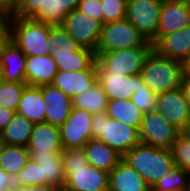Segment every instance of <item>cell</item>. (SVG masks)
Instances as JSON below:
<instances>
[{
    "mask_svg": "<svg viewBox=\"0 0 190 191\" xmlns=\"http://www.w3.org/2000/svg\"><path fill=\"white\" fill-rule=\"evenodd\" d=\"M48 39L58 71L97 70L95 52L80 47L61 25L50 28Z\"/></svg>",
    "mask_w": 190,
    "mask_h": 191,
    "instance_id": "6da1fadb",
    "label": "cell"
},
{
    "mask_svg": "<svg viewBox=\"0 0 190 191\" xmlns=\"http://www.w3.org/2000/svg\"><path fill=\"white\" fill-rule=\"evenodd\" d=\"M27 55L10 39L0 52L1 79L8 82H25Z\"/></svg>",
    "mask_w": 190,
    "mask_h": 191,
    "instance_id": "e0dca14e",
    "label": "cell"
},
{
    "mask_svg": "<svg viewBox=\"0 0 190 191\" xmlns=\"http://www.w3.org/2000/svg\"><path fill=\"white\" fill-rule=\"evenodd\" d=\"M97 82V70L58 71L51 85L73 98Z\"/></svg>",
    "mask_w": 190,
    "mask_h": 191,
    "instance_id": "ffe728a7",
    "label": "cell"
},
{
    "mask_svg": "<svg viewBox=\"0 0 190 191\" xmlns=\"http://www.w3.org/2000/svg\"><path fill=\"white\" fill-rule=\"evenodd\" d=\"M97 81L101 84L109 100H130L137 89L144 86L140 75L97 74Z\"/></svg>",
    "mask_w": 190,
    "mask_h": 191,
    "instance_id": "ac0fdd59",
    "label": "cell"
},
{
    "mask_svg": "<svg viewBox=\"0 0 190 191\" xmlns=\"http://www.w3.org/2000/svg\"><path fill=\"white\" fill-rule=\"evenodd\" d=\"M92 117L90 112L72 107L70 116L59 127L63 149L83 148L93 139Z\"/></svg>",
    "mask_w": 190,
    "mask_h": 191,
    "instance_id": "8fae6325",
    "label": "cell"
},
{
    "mask_svg": "<svg viewBox=\"0 0 190 191\" xmlns=\"http://www.w3.org/2000/svg\"><path fill=\"white\" fill-rule=\"evenodd\" d=\"M180 134L190 141V119L185 124V127L180 131Z\"/></svg>",
    "mask_w": 190,
    "mask_h": 191,
    "instance_id": "7dc6e473",
    "label": "cell"
},
{
    "mask_svg": "<svg viewBox=\"0 0 190 191\" xmlns=\"http://www.w3.org/2000/svg\"><path fill=\"white\" fill-rule=\"evenodd\" d=\"M157 98L158 95L144 85L143 87H139L132 95L131 101L143 113H147L157 108Z\"/></svg>",
    "mask_w": 190,
    "mask_h": 191,
    "instance_id": "8d00e7d4",
    "label": "cell"
},
{
    "mask_svg": "<svg viewBox=\"0 0 190 191\" xmlns=\"http://www.w3.org/2000/svg\"><path fill=\"white\" fill-rule=\"evenodd\" d=\"M170 150L175 165L183 168L190 174V141L179 134Z\"/></svg>",
    "mask_w": 190,
    "mask_h": 191,
    "instance_id": "836d02e7",
    "label": "cell"
},
{
    "mask_svg": "<svg viewBox=\"0 0 190 191\" xmlns=\"http://www.w3.org/2000/svg\"><path fill=\"white\" fill-rule=\"evenodd\" d=\"M108 102L109 99L98 81L84 93L72 98L73 107L84 109L91 114L105 112Z\"/></svg>",
    "mask_w": 190,
    "mask_h": 191,
    "instance_id": "83f0119b",
    "label": "cell"
},
{
    "mask_svg": "<svg viewBox=\"0 0 190 191\" xmlns=\"http://www.w3.org/2000/svg\"><path fill=\"white\" fill-rule=\"evenodd\" d=\"M0 191H14V187L0 188Z\"/></svg>",
    "mask_w": 190,
    "mask_h": 191,
    "instance_id": "c3c4849f",
    "label": "cell"
},
{
    "mask_svg": "<svg viewBox=\"0 0 190 191\" xmlns=\"http://www.w3.org/2000/svg\"><path fill=\"white\" fill-rule=\"evenodd\" d=\"M58 72L52 54L27 57L25 69V83L29 86H43L51 84Z\"/></svg>",
    "mask_w": 190,
    "mask_h": 191,
    "instance_id": "7402d4cb",
    "label": "cell"
},
{
    "mask_svg": "<svg viewBox=\"0 0 190 191\" xmlns=\"http://www.w3.org/2000/svg\"><path fill=\"white\" fill-rule=\"evenodd\" d=\"M182 79H190V58L183 62V77Z\"/></svg>",
    "mask_w": 190,
    "mask_h": 191,
    "instance_id": "bcb514c9",
    "label": "cell"
},
{
    "mask_svg": "<svg viewBox=\"0 0 190 191\" xmlns=\"http://www.w3.org/2000/svg\"><path fill=\"white\" fill-rule=\"evenodd\" d=\"M112 191H151L142 176L123 159L109 173Z\"/></svg>",
    "mask_w": 190,
    "mask_h": 191,
    "instance_id": "44dd1931",
    "label": "cell"
},
{
    "mask_svg": "<svg viewBox=\"0 0 190 191\" xmlns=\"http://www.w3.org/2000/svg\"><path fill=\"white\" fill-rule=\"evenodd\" d=\"M65 184L61 191H97L109 187V172L90 164L79 169H70L65 174Z\"/></svg>",
    "mask_w": 190,
    "mask_h": 191,
    "instance_id": "4fadbf2b",
    "label": "cell"
},
{
    "mask_svg": "<svg viewBox=\"0 0 190 191\" xmlns=\"http://www.w3.org/2000/svg\"><path fill=\"white\" fill-rule=\"evenodd\" d=\"M105 112L110 118L116 119L128 126L136 127L138 130L144 114L132 103L131 99L109 100Z\"/></svg>",
    "mask_w": 190,
    "mask_h": 191,
    "instance_id": "4316f807",
    "label": "cell"
},
{
    "mask_svg": "<svg viewBox=\"0 0 190 191\" xmlns=\"http://www.w3.org/2000/svg\"><path fill=\"white\" fill-rule=\"evenodd\" d=\"M180 87L182 88L185 95V99L187 100L190 106V79H182Z\"/></svg>",
    "mask_w": 190,
    "mask_h": 191,
    "instance_id": "f6af8a7d",
    "label": "cell"
},
{
    "mask_svg": "<svg viewBox=\"0 0 190 191\" xmlns=\"http://www.w3.org/2000/svg\"><path fill=\"white\" fill-rule=\"evenodd\" d=\"M20 0H0V16H12L19 4Z\"/></svg>",
    "mask_w": 190,
    "mask_h": 191,
    "instance_id": "ab89813d",
    "label": "cell"
},
{
    "mask_svg": "<svg viewBox=\"0 0 190 191\" xmlns=\"http://www.w3.org/2000/svg\"><path fill=\"white\" fill-rule=\"evenodd\" d=\"M140 143L170 149L180 131L157 109L144 113L139 128Z\"/></svg>",
    "mask_w": 190,
    "mask_h": 191,
    "instance_id": "ba28073f",
    "label": "cell"
},
{
    "mask_svg": "<svg viewBox=\"0 0 190 191\" xmlns=\"http://www.w3.org/2000/svg\"><path fill=\"white\" fill-rule=\"evenodd\" d=\"M64 175L70 169H79L88 165L84 148H68L62 150Z\"/></svg>",
    "mask_w": 190,
    "mask_h": 191,
    "instance_id": "74e56055",
    "label": "cell"
},
{
    "mask_svg": "<svg viewBox=\"0 0 190 191\" xmlns=\"http://www.w3.org/2000/svg\"><path fill=\"white\" fill-rule=\"evenodd\" d=\"M97 191H112L109 187L105 188V189H100V190H97Z\"/></svg>",
    "mask_w": 190,
    "mask_h": 191,
    "instance_id": "816d5d0a",
    "label": "cell"
},
{
    "mask_svg": "<svg viewBox=\"0 0 190 191\" xmlns=\"http://www.w3.org/2000/svg\"><path fill=\"white\" fill-rule=\"evenodd\" d=\"M153 49L160 55L181 61L190 58V24L184 28L160 36L154 43Z\"/></svg>",
    "mask_w": 190,
    "mask_h": 191,
    "instance_id": "9a60e30c",
    "label": "cell"
},
{
    "mask_svg": "<svg viewBox=\"0 0 190 191\" xmlns=\"http://www.w3.org/2000/svg\"><path fill=\"white\" fill-rule=\"evenodd\" d=\"M14 186H36L45 184L42 178L41 165L34 160H29L25 167L15 176Z\"/></svg>",
    "mask_w": 190,
    "mask_h": 191,
    "instance_id": "d6a6232c",
    "label": "cell"
},
{
    "mask_svg": "<svg viewBox=\"0 0 190 191\" xmlns=\"http://www.w3.org/2000/svg\"><path fill=\"white\" fill-rule=\"evenodd\" d=\"M14 187V178L5 170L0 168V188Z\"/></svg>",
    "mask_w": 190,
    "mask_h": 191,
    "instance_id": "ee69618b",
    "label": "cell"
},
{
    "mask_svg": "<svg viewBox=\"0 0 190 191\" xmlns=\"http://www.w3.org/2000/svg\"><path fill=\"white\" fill-rule=\"evenodd\" d=\"M152 49L153 43L148 41L142 47L96 54L97 74L140 75Z\"/></svg>",
    "mask_w": 190,
    "mask_h": 191,
    "instance_id": "8992f818",
    "label": "cell"
},
{
    "mask_svg": "<svg viewBox=\"0 0 190 191\" xmlns=\"http://www.w3.org/2000/svg\"><path fill=\"white\" fill-rule=\"evenodd\" d=\"M140 76L144 85L155 94H162L181 86L183 63L150 51Z\"/></svg>",
    "mask_w": 190,
    "mask_h": 191,
    "instance_id": "3957f363",
    "label": "cell"
},
{
    "mask_svg": "<svg viewBox=\"0 0 190 191\" xmlns=\"http://www.w3.org/2000/svg\"><path fill=\"white\" fill-rule=\"evenodd\" d=\"M30 160L27 147L4 144L0 152V168L15 177Z\"/></svg>",
    "mask_w": 190,
    "mask_h": 191,
    "instance_id": "f1b7e54d",
    "label": "cell"
},
{
    "mask_svg": "<svg viewBox=\"0 0 190 191\" xmlns=\"http://www.w3.org/2000/svg\"><path fill=\"white\" fill-rule=\"evenodd\" d=\"M169 1H177V2H190V0H169Z\"/></svg>",
    "mask_w": 190,
    "mask_h": 191,
    "instance_id": "681fc988",
    "label": "cell"
},
{
    "mask_svg": "<svg viewBox=\"0 0 190 191\" xmlns=\"http://www.w3.org/2000/svg\"><path fill=\"white\" fill-rule=\"evenodd\" d=\"M3 145H4V143L2 141V138L0 137V152H1V149H2Z\"/></svg>",
    "mask_w": 190,
    "mask_h": 191,
    "instance_id": "f907efd6",
    "label": "cell"
},
{
    "mask_svg": "<svg viewBox=\"0 0 190 191\" xmlns=\"http://www.w3.org/2000/svg\"><path fill=\"white\" fill-rule=\"evenodd\" d=\"M156 109L179 131L190 119V106L181 87L158 94Z\"/></svg>",
    "mask_w": 190,
    "mask_h": 191,
    "instance_id": "7c38bea8",
    "label": "cell"
},
{
    "mask_svg": "<svg viewBox=\"0 0 190 191\" xmlns=\"http://www.w3.org/2000/svg\"><path fill=\"white\" fill-rule=\"evenodd\" d=\"M134 168L151 187L175 166L170 149L139 143L122 158Z\"/></svg>",
    "mask_w": 190,
    "mask_h": 191,
    "instance_id": "277c9868",
    "label": "cell"
},
{
    "mask_svg": "<svg viewBox=\"0 0 190 191\" xmlns=\"http://www.w3.org/2000/svg\"><path fill=\"white\" fill-rule=\"evenodd\" d=\"M9 39L8 17L0 16V52Z\"/></svg>",
    "mask_w": 190,
    "mask_h": 191,
    "instance_id": "60d3db41",
    "label": "cell"
},
{
    "mask_svg": "<svg viewBox=\"0 0 190 191\" xmlns=\"http://www.w3.org/2000/svg\"><path fill=\"white\" fill-rule=\"evenodd\" d=\"M27 86L25 82L0 81V106L17 112L22 92Z\"/></svg>",
    "mask_w": 190,
    "mask_h": 191,
    "instance_id": "1f68e13d",
    "label": "cell"
},
{
    "mask_svg": "<svg viewBox=\"0 0 190 191\" xmlns=\"http://www.w3.org/2000/svg\"><path fill=\"white\" fill-rule=\"evenodd\" d=\"M48 0H20L15 13L10 17L37 19L47 12Z\"/></svg>",
    "mask_w": 190,
    "mask_h": 191,
    "instance_id": "d590c367",
    "label": "cell"
},
{
    "mask_svg": "<svg viewBox=\"0 0 190 191\" xmlns=\"http://www.w3.org/2000/svg\"><path fill=\"white\" fill-rule=\"evenodd\" d=\"M27 148L30 156H44L62 152L60 128L48 122L34 124Z\"/></svg>",
    "mask_w": 190,
    "mask_h": 191,
    "instance_id": "5bb4252c",
    "label": "cell"
},
{
    "mask_svg": "<svg viewBox=\"0 0 190 191\" xmlns=\"http://www.w3.org/2000/svg\"><path fill=\"white\" fill-rule=\"evenodd\" d=\"M44 97L45 122L60 127L70 116L72 98L51 84L39 86Z\"/></svg>",
    "mask_w": 190,
    "mask_h": 191,
    "instance_id": "2e32d148",
    "label": "cell"
},
{
    "mask_svg": "<svg viewBox=\"0 0 190 191\" xmlns=\"http://www.w3.org/2000/svg\"><path fill=\"white\" fill-rule=\"evenodd\" d=\"M83 148L88 164L109 173L123 158L116 150L96 139L89 140Z\"/></svg>",
    "mask_w": 190,
    "mask_h": 191,
    "instance_id": "603a6c76",
    "label": "cell"
},
{
    "mask_svg": "<svg viewBox=\"0 0 190 191\" xmlns=\"http://www.w3.org/2000/svg\"><path fill=\"white\" fill-rule=\"evenodd\" d=\"M80 0H48L47 12L42 13L36 20L53 26L62 25L68 13L78 7Z\"/></svg>",
    "mask_w": 190,
    "mask_h": 191,
    "instance_id": "4dcf8cb0",
    "label": "cell"
},
{
    "mask_svg": "<svg viewBox=\"0 0 190 191\" xmlns=\"http://www.w3.org/2000/svg\"><path fill=\"white\" fill-rule=\"evenodd\" d=\"M103 24L126 19L127 0H101Z\"/></svg>",
    "mask_w": 190,
    "mask_h": 191,
    "instance_id": "e575fe53",
    "label": "cell"
},
{
    "mask_svg": "<svg viewBox=\"0 0 190 191\" xmlns=\"http://www.w3.org/2000/svg\"><path fill=\"white\" fill-rule=\"evenodd\" d=\"M15 112L0 106V133L13 118Z\"/></svg>",
    "mask_w": 190,
    "mask_h": 191,
    "instance_id": "7bdbcfd3",
    "label": "cell"
},
{
    "mask_svg": "<svg viewBox=\"0 0 190 191\" xmlns=\"http://www.w3.org/2000/svg\"><path fill=\"white\" fill-rule=\"evenodd\" d=\"M17 113L26 117L33 124L45 122L46 110L40 87L27 85L24 88Z\"/></svg>",
    "mask_w": 190,
    "mask_h": 191,
    "instance_id": "cb8c5ba5",
    "label": "cell"
},
{
    "mask_svg": "<svg viewBox=\"0 0 190 191\" xmlns=\"http://www.w3.org/2000/svg\"><path fill=\"white\" fill-rule=\"evenodd\" d=\"M33 123L15 112L13 118L1 131L0 137L6 145L27 147L30 141Z\"/></svg>",
    "mask_w": 190,
    "mask_h": 191,
    "instance_id": "d4e9b609",
    "label": "cell"
},
{
    "mask_svg": "<svg viewBox=\"0 0 190 191\" xmlns=\"http://www.w3.org/2000/svg\"><path fill=\"white\" fill-rule=\"evenodd\" d=\"M92 131L93 139L104 142L122 156L140 143L136 127L110 118L106 112L93 114Z\"/></svg>",
    "mask_w": 190,
    "mask_h": 191,
    "instance_id": "5b68a950",
    "label": "cell"
},
{
    "mask_svg": "<svg viewBox=\"0 0 190 191\" xmlns=\"http://www.w3.org/2000/svg\"><path fill=\"white\" fill-rule=\"evenodd\" d=\"M162 5L163 0H127L126 19L152 43L157 40Z\"/></svg>",
    "mask_w": 190,
    "mask_h": 191,
    "instance_id": "9c48e42d",
    "label": "cell"
},
{
    "mask_svg": "<svg viewBox=\"0 0 190 191\" xmlns=\"http://www.w3.org/2000/svg\"><path fill=\"white\" fill-rule=\"evenodd\" d=\"M14 191H61L55 186L40 184L36 186H14Z\"/></svg>",
    "mask_w": 190,
    "mask_h": 191,
    "instance_id": "b9f144b4",
    "label": "cell"
},
{
    "mask_svg": "<svg viewBox=\"0 0 190 191\" xmlns=\"http://www.w3.org/2000/svg\"><path fill=\"white\" fill-rule=\"evenodd\" d=\"M61 26L80 47L96 52L102 31L101 22L76 8L66 15Z\"/></svg>",
    "mask_w": 190,
    "mask_h": 191,
    "instance_id": "30bf717a",
    "label": "cell"
},
{
    "mask_svg": "<svg viewBox=\"0 0 190 191\" xmlns=\"http://www.w3.org/2000/svg\"><path fill=\"white\" fill-rule=\"evenodd\" d=\"M9 39L13 41L27 57L51 54L48 39L53 25L32 18L8 17Z\"/></svg>",
    "mask_w": 190,
    "mask_h": 191,
    "instance_id": "7a4b0ae2",
    "label": "cell"
},
{
    "mask_svg": "<svg viewBox=\"0 0 190 191\" xmlns=\"http://www.w3.org/2000/svg\"><path fill=\"white\" fill-rule=\"evenodd\" d=\"M150 188L151 191H190V174L175 165Z\"/></svg>",
    "mask_w": 190,
    "mask_h": 191,
    "instance_id": "f546056e",
    "label": "cell"
},
{
    "mask_svg": "<svg viewBox=\"0 0 190 191\" xmlns=\"http://www.w3.org/2000/svg\"><path fill=\"white\" fill-rule=\"evenodd\" d=\"M77 9L88 17L94 18L103 24L101 0H80Z\"/></svg>",
    "mask_w": 190,
    "mask_h": 191,
    "instance_id": "f35d334b",
    "label": "cell"
},
{
    "mask_svg": "<svg viewBox=\"0 0 190 191\" xmlns=\"http://www.w3.org/2000/svg\"><path fill=\"white\" fill-rule=\"evenodd\" d=\"M188 24H190V2L163 0L157 39L162 35L176 32Z\"/></svg>",
    "mask_w": 190,
    "mask_h": 191,
    "instance_id": "d6986e66",
    "label": "cell"
},
{
    "mask_svg": "<svg viewBox=\"0 0 190 191\" xmlns=\"http://www.w3.org/2000/svg\"><path fill=\"white\" fill-rule=\"evenodd\" d=\"M148 40L127 19L102 24L95 54L144 46Z\"/></svg>",
    "mask_w": 190,
    "mask_h": 191,
    "instance_id": "52a82bcc",
    "label": "cell"
},
{
    "mask_svg": "<svg viewBox=\"0 0 190 191\" xmlns=\"http://www.w3.org/2000/svg\"><path fill=\"white\" fill-rule=\"evenodd\" d=\"M31 160L41 165L45 185H52L62 190L65 184L62 152L44 156H30Z\"/></svg>",
    "mask_w": 190,
    "mask_h": 191,
    "instance_id": "484cf974",
    "label": "cell"
}]
</instances>
